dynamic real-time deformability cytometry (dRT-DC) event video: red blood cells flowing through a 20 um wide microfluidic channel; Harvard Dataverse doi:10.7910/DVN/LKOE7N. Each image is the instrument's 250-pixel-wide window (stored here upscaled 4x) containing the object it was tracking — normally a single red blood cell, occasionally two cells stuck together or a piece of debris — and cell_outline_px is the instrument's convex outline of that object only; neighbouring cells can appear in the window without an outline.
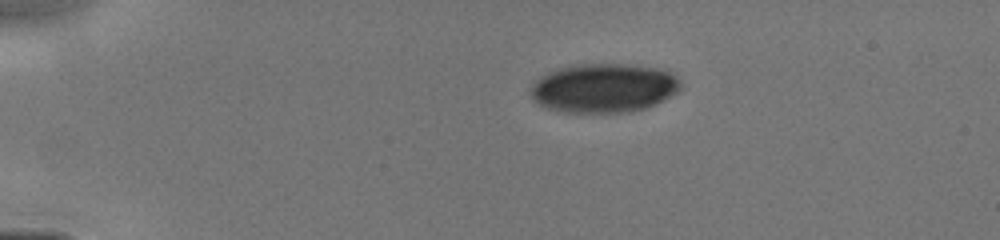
{"species": "human", "species_latin": "Homo sapiens", "temperature_condition": "cold", "stored_images_in_passage": 10, "camera_frame_rate_fps": 3000, "um_per_image_px": 0.085, "donor": {"sex": "male"}, "frame": {"image": 1, "passage_image": 1, "time_ms": 0.0, "image_size_px": [1000, 240], "cell_outline_px": [[680, 88], [676, 92], [664, 100], [656, 104], [644, 108], [628, 112], [564, 112], [544, 108], [532, 100], [528, 92], [532, 84], [540, 76], [548, 72], [560, 68], [580, 64], [624, 64], [656, 68], [668, 72], [676, 76], [680, 80]], "centroid_in_image_um": [51.26, 7.49], "position_along_channel_um": 33.7, "area_um2": 42.95}}
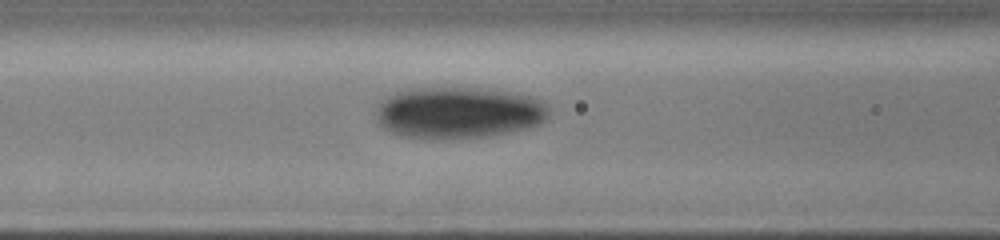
{"frame": {"image": 2, "passage_image": 8, "time_ms": 3.667, "image_size_px": [1000, 240], "cell_outline_px": [[548, 116], [540, 124], [528, 128], [488, 136], [404, 136], [392, 132], [376, 124], [376, 104], [380, 100], [396, 92], [408, 88], [484, 88], [512, 92], [532, 96], [548, 104]], "centroid_in_image_um": [38.97, 9.53], "position_along_channel_um": 127.6, "area_um2": 51.44}}
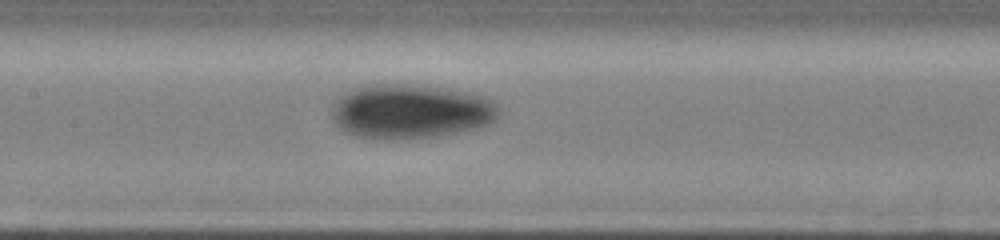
{"frame": {"image": 3, "passage_image": 10, "time_ms": 4.667, "image_size_px": [1000, 240], "cell_outline_px": [[500, 112], [496, 120], [488, 124], [476, 128], [436, 136], [360, 136], [348, 132], [340, 128], [336, 124], [332, 116], [332, 100], [336, 96], [352, 88], [368, 84], [408, 84], [440, 88], [468, 92], [484, 96], [492, 100], [500, 108]], "centroid_in_image_um": [34.9, 9.41], "position_along_channel_um": 172.5, "area_um2": 52.08}}